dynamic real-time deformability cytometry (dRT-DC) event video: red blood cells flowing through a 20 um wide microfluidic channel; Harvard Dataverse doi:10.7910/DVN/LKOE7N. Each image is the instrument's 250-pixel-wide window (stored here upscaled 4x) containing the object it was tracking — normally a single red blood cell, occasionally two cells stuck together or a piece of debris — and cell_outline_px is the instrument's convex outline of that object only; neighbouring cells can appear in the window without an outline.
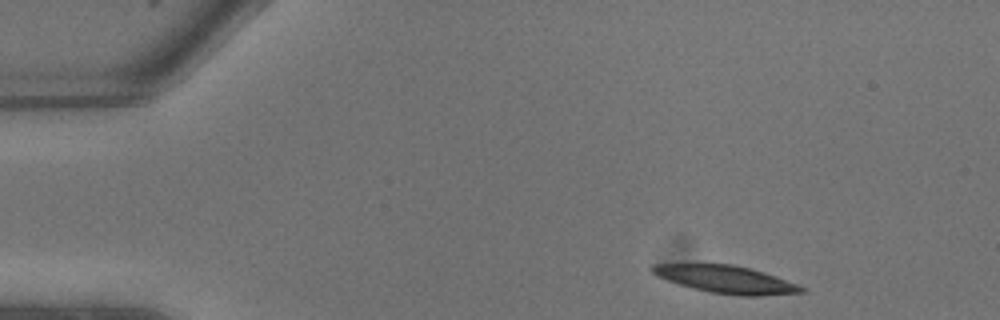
{"species": "common noctule bat (a hibernating species)", "species_latin": "Nyctalus noctula", "temperature_condition": "warm", "stored_images_in_passage": 6, "camera_frame_rate_fps": 3000, "um_per_image_px": 0.085, "animal": {"sex": "male", "body_mass_g": 13.3}, "frame": {"image": 1, "passage_image": 1, "time_ms": 0.0, "image_size_px": [1000, 320], "cell_outline_px": [[808, 288], [804, 292], [760, 296], [740, 296], [708, 292], [692, 288], [668, 280], [652, 272], [648, 268], [652, 264], [732, 264], [752, 268], [776, 276]], "centroid_in_image_um": [61.75, 23.75], "position_along_channel_um": 23.2, "area_um2": 23.99}}
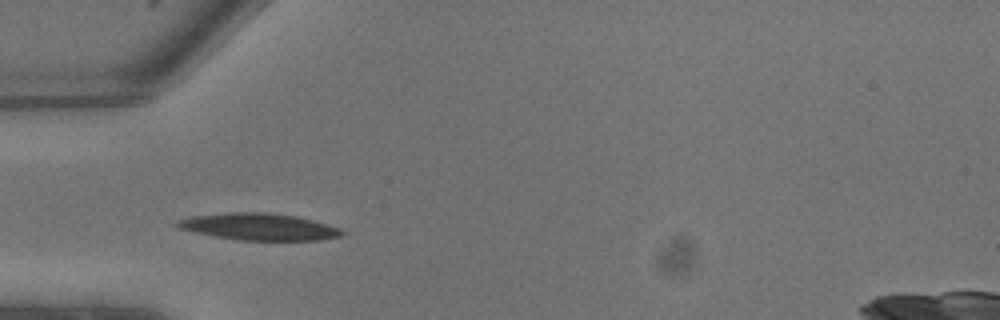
{"frame": {"image": 2, "passage_image": 5, "time_ms": 1.333, "image_size_px": [1000, 320], "cell_outline_px": [[348, 232], [344, 236], [320, 240], [240, 240], [216, 236], [196, 232], [180, 228], [176, 224], [176, 220], [192, 216], [224, 212], [268, 212], [296, 216], [312, 220], [340, 228]], "centroid_in_image_um": [22.07, 19.27], "position_along_channel_um": 62.9, "area_um2": 25.78}}